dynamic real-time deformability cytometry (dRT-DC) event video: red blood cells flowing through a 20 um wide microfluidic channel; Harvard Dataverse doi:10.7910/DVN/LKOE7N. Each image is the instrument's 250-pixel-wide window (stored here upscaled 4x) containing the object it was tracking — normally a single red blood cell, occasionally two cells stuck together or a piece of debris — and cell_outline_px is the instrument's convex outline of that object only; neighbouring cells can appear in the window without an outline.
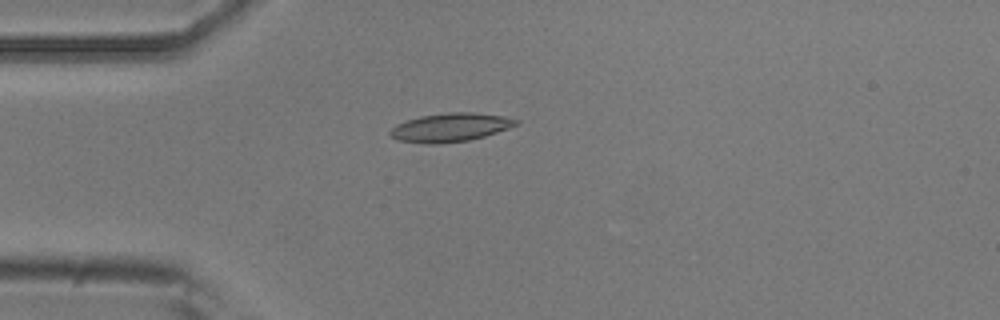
{"species": "common noctule bat (a hibernating species)", "species_latin": "Nyctalus noctula", "temperature_condition": "room temperature", "stored_images_in_passage": 19, "camera_frame_rate_fps": 3000, "um_per_image_px": 0.085, "animal": {"sex": "male", "body_mass_g": 20.5, "forearm_length_mm": 52.5}, "frame": {"image": 1, "passage_image": 1, "time_ms": 0.0, "image_size_px": [1000, 320], "cell_outline_px": [[520, 120], [516, 124], [508, 128], [484, 136], [468, 140], [436, 144], [428, 144], [400, 140], [392, 136], [388, 132], [396, 124], [420, 116], [448, 112], [472, 112], [504, 116]], "centroid_in_image_um": [38.27, 10.82], "position_along_channel_um": 46.7, "area_um2": 20.69}}
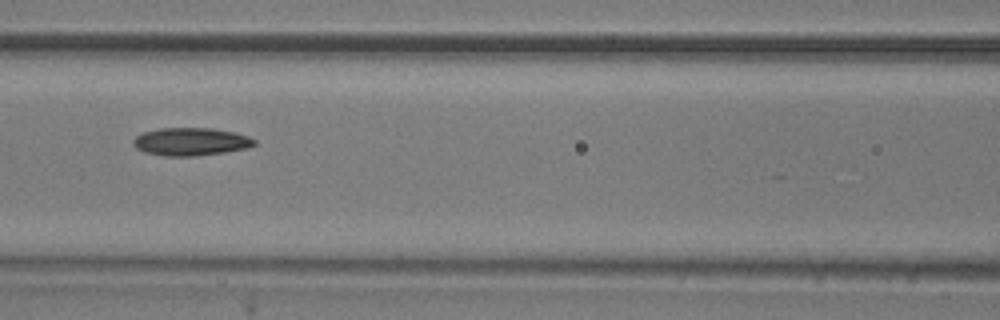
{"frame": {"image": 2, "passage_image": 10, "time_ms": 3.0, "image_size_px": [1000, 320], "cell_outline_px": [[256, 144], [248, 148], [224, 152], [196, 156], [164, 156], [144, 152], [136, 148], [132, 144], [132, 140], [136, 136], [144, 132], [160, 128], [212, 128], [236, 132], [248, 136], [256, 140]], "centroid_in_image_um": [16.22, 12.04], "position_along_channel_um": 150.4, "area_um2": 19.83}}
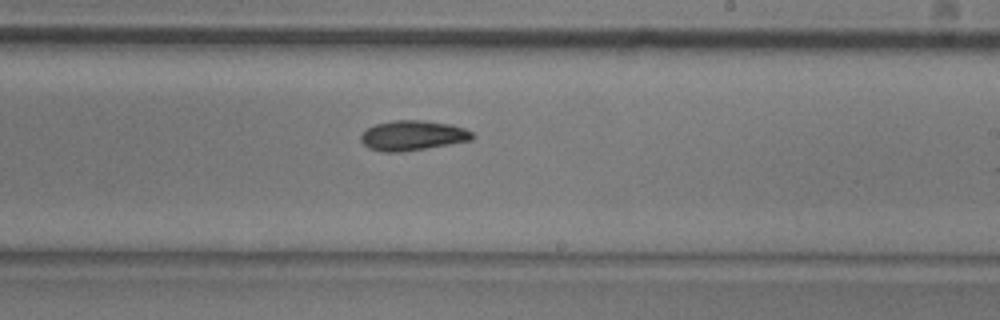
{"frame": {"image": 3, "passage_image": 18, "time_ms": 5.667, "image_size_px": [1000, 320], "cell_outline_px": [[476, 136], [472, 140], [400, 152], [384, 152], [368, 148], [360, 140], [360, 136], [368, 128], [376, 124], [392, 120], [424, 120], [452, 124], [464, 128], [472, 132]], "centroid_in_image_um": [35.09, 11.5], "position_along_channel_um": 253.9, "area_um2": 19.42}}